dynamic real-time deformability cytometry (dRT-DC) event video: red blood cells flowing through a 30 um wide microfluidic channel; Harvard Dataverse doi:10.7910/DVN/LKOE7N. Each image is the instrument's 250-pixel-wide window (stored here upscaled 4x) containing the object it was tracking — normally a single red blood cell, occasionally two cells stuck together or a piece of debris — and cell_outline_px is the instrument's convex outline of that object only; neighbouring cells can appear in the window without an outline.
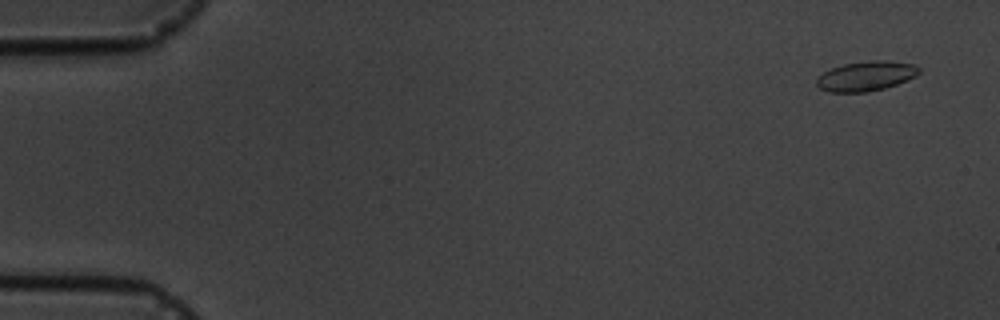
{"species": "common noctule bat (a hibernating species)", "species_latin": "Nyctalus noctula", "temperature_condition": "cold", "stored_images_in_passage": 5, "camera_frame_rate_fps": 3000, "um_per_image_px": 0.085, "animal": {"sex": "male", "body_mass_g": 19.5, "forearm_length_mm": 54.6}, "frame": {"image": 1, "passage_image": 1, "time_ms": 0.0, "image_size_px": [1000, 320], "cell_outline_px": [[920, 72], [916, 76], [908, 80], [884, 88], [868, 92], [828, 92], [820, 88], [816, 84], [816, 80], [824, 72], [832, 68], [844, 64], [872, 60], [888, 60], [916, 64], [920, 68]], "centroid_in_image_um": [73.65, 6.46], "position_along_channel_um": 11.3, "area_um2": 17.8}}
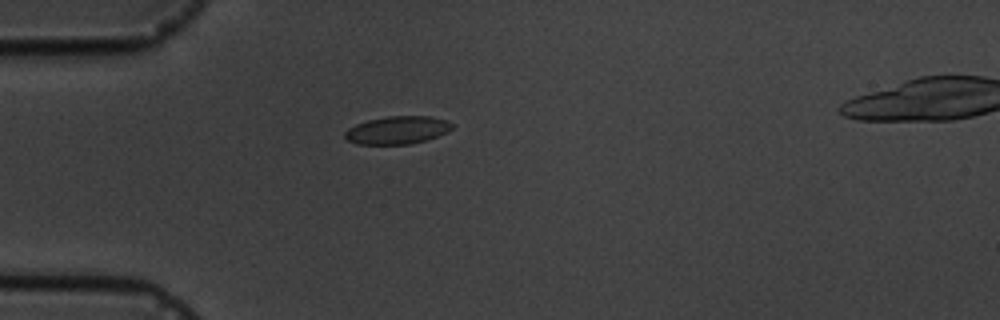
{"frame": {"image": 2, "passage_image": 4, "time_ms": 4.333, "image_size_px": [1000, 320], "cell_outline_px": [[452, 128], [448, 132], [424, 140], [408, 144], [356, 144], [348, 140], [344, 136], [344, 132], [348, 128], [356, 124], [368, 120], [388, 116], [428, 116], [448, 120], [452, 124]], "centroid_in_image_um": [33.76, 11.05], "position_along_channel_um": 51.2, "area_um2": 17.28}}